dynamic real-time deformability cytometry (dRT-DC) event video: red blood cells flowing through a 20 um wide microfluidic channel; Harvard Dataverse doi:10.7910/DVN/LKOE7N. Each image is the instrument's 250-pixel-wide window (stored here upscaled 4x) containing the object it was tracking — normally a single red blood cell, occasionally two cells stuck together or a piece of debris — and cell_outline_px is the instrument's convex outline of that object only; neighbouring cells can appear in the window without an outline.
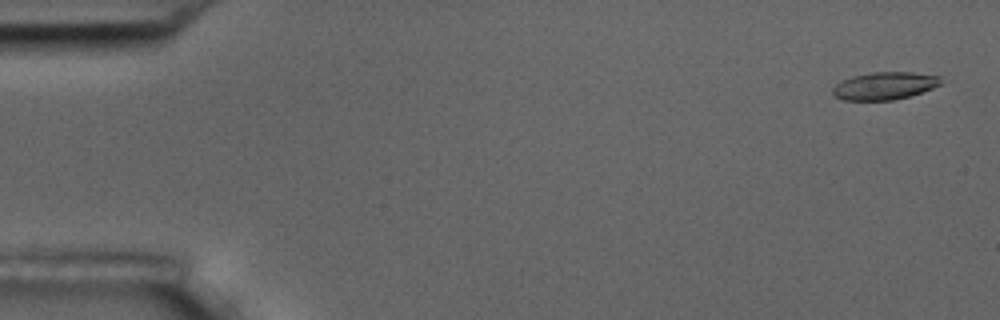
{"species": "common noctule bat (a hibernating species)", "species_latin": "Nyctalus noctula", "temperature_condition": "room temperature", "stored_images_in_passage": 5, "camera_frame_rate_fps": 3000, "um_per_image_px": 0.085, "animal": {"sex": "male", "body_mass_g": 17.5, "forearm_length_mm": 52.3}, "frame": {"image": 1, "passage_image": 1, "time_ms": 0.0, "image_size_px": [1000, 320], "cell_outline_px": [[940, 84], [932, 88], [908, 96], [892, 100], [844, 100], [836, 96], [832, 92], [832, 88], [840, 80], [852, 76], [872, 72], [912, 72], [940, 76]], "centroid_in_image_um": [75.14, 7.28], "position_along_channel_um": 9.9, "area_um2": 17.22}}
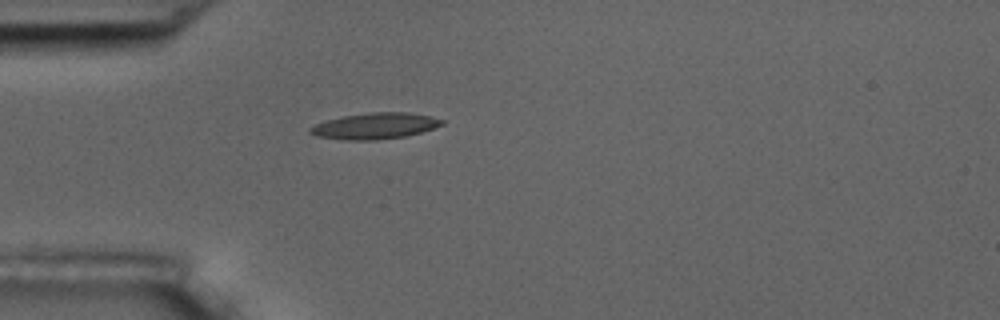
{"frame": {"image": 2, "passage_image": 5, "time_ms": 4.667, "image_size_px": [1000, 320], "cell_outline_px": [[444, 124], [420, 132], [404, 136], [376, 140], [348, 140], [316, 136], [308, 132], [308, 128], [316, 124], [328, 120], [344, 116], [372, 112], [408, 112], [432, 116], [444, 120]], "centroid_in_image_um": [31.88, 10.7], "position_along_channel_um": 53.1, "area_um2": 19.88}}